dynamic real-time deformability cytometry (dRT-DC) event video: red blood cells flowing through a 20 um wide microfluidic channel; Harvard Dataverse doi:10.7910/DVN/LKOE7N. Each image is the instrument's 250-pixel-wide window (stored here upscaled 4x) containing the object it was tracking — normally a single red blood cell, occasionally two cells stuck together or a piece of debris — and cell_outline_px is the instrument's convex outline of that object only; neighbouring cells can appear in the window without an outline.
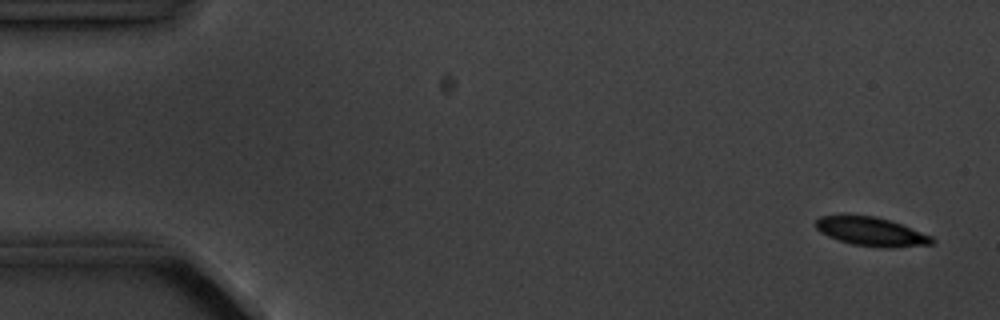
{"species": "common noctule bat (a hibernating species)", "species_latin": "Nyctalus noctula", "temperature_condition": "cold", "stored_images_in_passage": 6, "camera_frame_rate_fps": 3000, "um_per_image_px": 0.085, "animal": {"sex": "male", "body_mass_g": 20.1, "forearm_length_mm": 53.5}, "frame": {"image": 1, "passage_image": 1, "time_ms": 0.0, "image_size_px": [1000, 320], "cell_outline_px": [[936, 240], [932, 244], [892, 248], [884, 248], [852, 244], [828, 236], [820, 232], [812, 224], [820, 216], [876, 216], [900, 224], [932, 236]], "centroid_in_image_um": [74.05, 19.7], "position_along_channel_um": 10.9, "area_um2": 19.31}}